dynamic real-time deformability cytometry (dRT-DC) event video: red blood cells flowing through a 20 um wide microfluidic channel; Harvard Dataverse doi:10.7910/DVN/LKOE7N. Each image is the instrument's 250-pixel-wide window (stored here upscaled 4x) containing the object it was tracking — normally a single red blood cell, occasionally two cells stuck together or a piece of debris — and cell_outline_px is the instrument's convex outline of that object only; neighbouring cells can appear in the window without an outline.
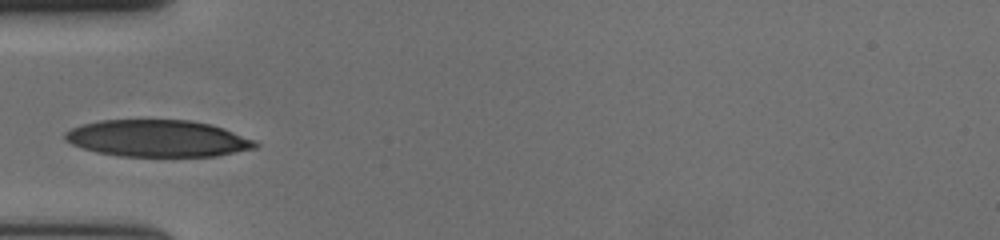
{"species": "human", "species_latin": "Homo sapiens", "temperature_condition": "cold", "stored_images_in_passage": 29, "camera_frame_rate_fps": 3000, "um_per_image_px": 0.085, "donor": {"sex": "female"}, "frame": {"image": 1, "passage_image": 1, "time_ms": 0.0, "image_size_px": [1000, 240], "cell_outline_px": [[260, 144], [256, 148], [216, 156], [120, 156], [96, 152], [72, 144], [64, 140], [64, 132], [72, 128], [84, 124], [100, 120], [188, 120], [212, 124], [224, 128], [256, 140]], "centroid_in_image_um": [13.43, 11.76], "position_along_channel_um": 71.6, "area_um2": 40.92}}
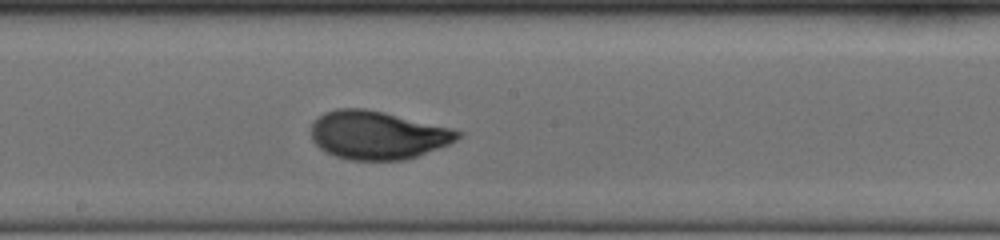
{"frame": {"image": 2, "passage_image": 13, "time_ms": 4.0, "image_size_px": [1000, 240], "cell_outline_px": [[464, 132], [456, 140], [448, 144], [416, 156], [404, 160], [352, 160], [336, 156], [320, 148], [312, 140], [312, 124], [316, 116], [324, 112], [336, 108], [364, 108], [384, 112], [452, 128]], "centroid_in_image_um": [32.08, 11.47], "position_along_channel_um": 216.1, "area_um2": 41.15}}
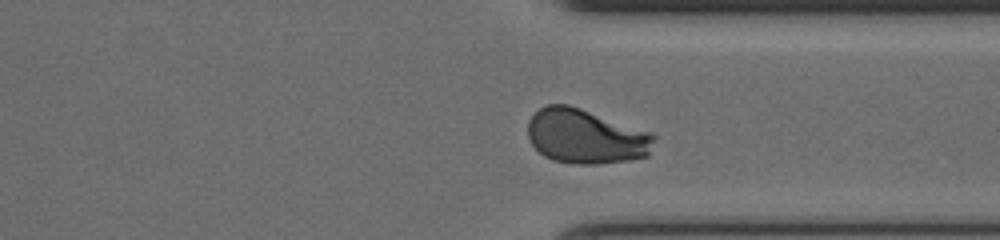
{"frame": {"image": 3, "passage_image": 25, "time_ms": 8.0, "image_size_px": [1000, 240], "cell_outline_px": [[656, 136], [648, 156], [628, 160], [596, 164], [572, 164], [552, 160], [544, 156], [528, 140], [528, 120], [540, 108], [548, 104], [568, 104], [652, 132]], "centroid_in_image_um": [49.79, 11.6], "position_along_channel_um": 361.6, "area_um2": 40.29}, "authors_computed_cell_mechanics": {"area_um2": 40.3444, "velocity_mm_per_s": 3.6193, "shape_relaxation_time_tau1_ms": 3.9287, "shape_relaxation_time_tau2_ms": null, "deformation_change_tau1": 0.1841, "deformation_change_tau2": null}}